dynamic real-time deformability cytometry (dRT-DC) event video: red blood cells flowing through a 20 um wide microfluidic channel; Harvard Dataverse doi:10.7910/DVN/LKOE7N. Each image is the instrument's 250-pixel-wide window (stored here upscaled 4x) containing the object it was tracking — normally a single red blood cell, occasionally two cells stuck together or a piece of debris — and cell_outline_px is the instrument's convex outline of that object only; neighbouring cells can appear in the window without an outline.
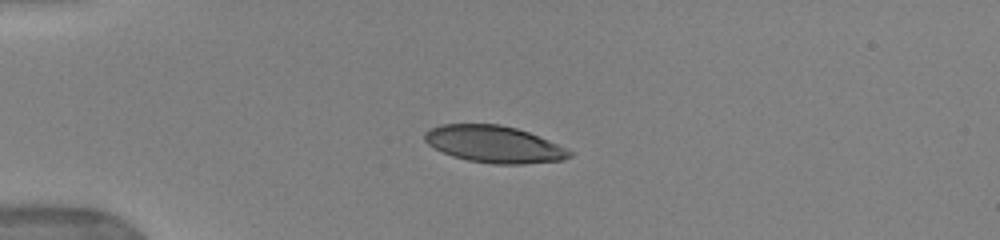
{"species": "human", "species_latin": "Homo sapiens", "temperature_condition": "warm", "stored_images_in_passage": 39, "camera_frame_rate_fps": 3000, "um_per_image_px": 0.085, "donor": {"sex": "female"}, "frame": {"image": 1, "passage_image": 1, "time_ms": 0.0, "image_size_px": [1000, 240], "cell_outline_px": [[572, 156], [560, 160], [524, 164], [492, 164], [468, 160], [452, 156], [428, 144], [424, 140], [424, 132], [440, 124], [500, 124], [516, 128], [528, 132], [548, 140], [572, 152]], "centroid_in_image_um": [41.97, 12.25], "position_along_channel_um": 43.0, "area_um2": 30.87}}
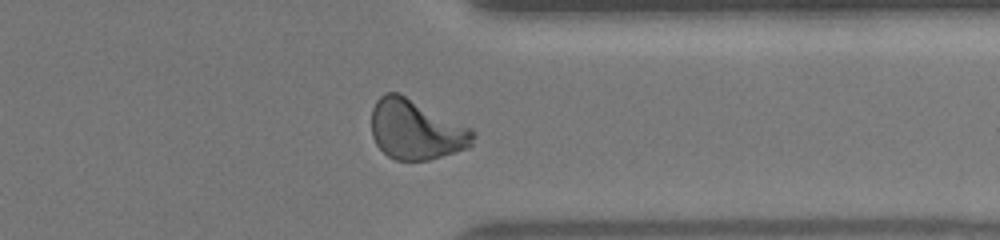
{"frame": {"image": 2, "passage_image": 29, "time_ms": 9.333, "image_size_px": [1000, 240], "cell_outline_px": [[476, 132], [472, 148], [428, 160], [396, 160], [388, 156], [376, 144], [372, 136], [372, 108], [376, 100], [384, 92], [400, 92], [472, 128]], "centroid_in_image_um": [35.39, 11.01], "position_along_channel_um": 376.0, "area_um2": 36.01}}
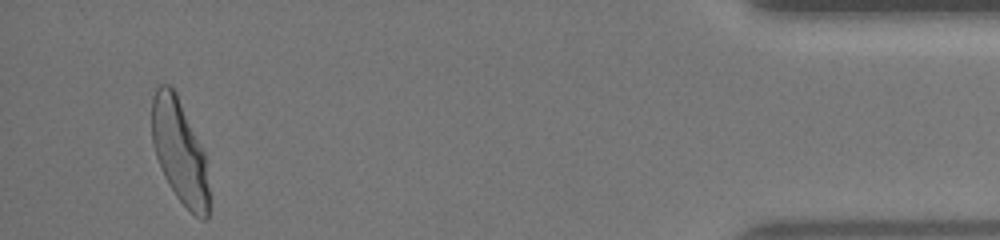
{"frame": {"image": 3, "passage_image": 37, "time_ms": 12.0, "image_size_px": [1000, 240], "cell_outline_px": [[208, 216], [204, 220], [200, 220], [176, 196], [164, 176], [156, 156], [152, 144], [152, 96], [156, 88], [160, 84], [168, 84], [176, 92], [204, 152], [208, 188]], "centroid_in_image_um": [15.24, 12.84], "position_along_channel_um": 420.0, "area_um2": 34.1}, "authors_computed_cell_mechanics": {"area_um2": 33.7552, "velocity_mm_per_s": 3.939, "shape_relaxation_time_tau1_ms": 3.1984, "shape_relaxation_time_tau2_ms": null, "deformation_change_tau1": 0.1641, "deformation_change_tau2": null}}